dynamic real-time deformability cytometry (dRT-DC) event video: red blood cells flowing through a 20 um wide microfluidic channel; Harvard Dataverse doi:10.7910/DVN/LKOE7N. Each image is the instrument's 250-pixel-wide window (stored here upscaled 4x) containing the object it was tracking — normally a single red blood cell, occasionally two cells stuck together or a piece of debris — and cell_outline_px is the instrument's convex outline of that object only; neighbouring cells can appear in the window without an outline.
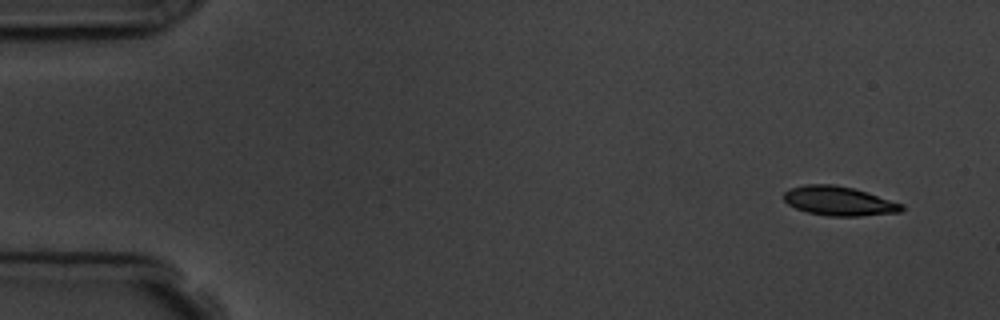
{"species": "common noctule bat (a hibernating species)", "species_latin": "Nyctalus noctula", "temperature_condition": "room temperature", "stored_images_in_passage": 5, "camera_frame_rate_fps": 3000, "um_per_image_px": 0.085, "animal": {"sex": "male", "body_mass_g": 19.5, "forearm_length_mm": 54.6}, "frame": {"image": 1, "passage_image": 1, "time_ms": 0.0, "image_size_px": [1000, 320], "cell_outline_px": [[904, 208], [900, 212], [860, 216], [828, 216], [808, 212], [796, 208], [788, 204], [784, 200], [784, 192], [788, 188], [804, 184], [836, 184], [868, 192], [904, 204]], "centroid_in_image_um": [71.31, 17.07], "position_along_channel_um": 13.7, "area_um2": 20.23}}
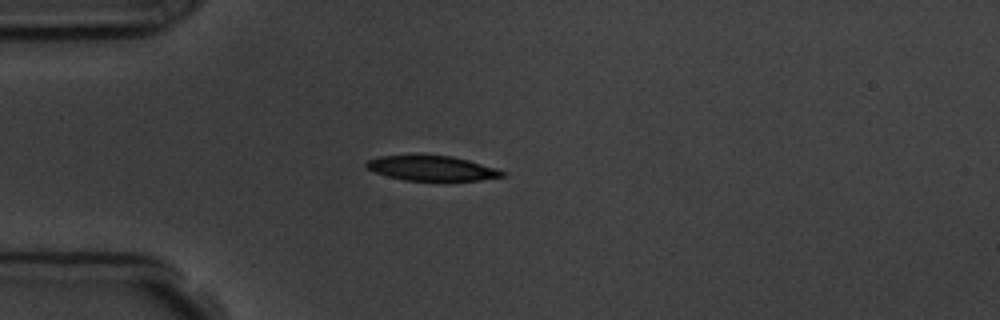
{"frame": {"image": 2, "passage_image": 4, "time_ms": 3.667, "image_size_px": [1000, 320], "cell_outline_px": [[508, 172], [504, 176], [480, 180], [404, 180], [388, 176], [364, 168], [364, 164], [368, 160], [380, 156], [452, 156], [468, 160], [496, 168]], "centroid_in_image_um": [36.72, 14.31], "position_along_channel_um": 48.3, "area_um2": 19.42}}